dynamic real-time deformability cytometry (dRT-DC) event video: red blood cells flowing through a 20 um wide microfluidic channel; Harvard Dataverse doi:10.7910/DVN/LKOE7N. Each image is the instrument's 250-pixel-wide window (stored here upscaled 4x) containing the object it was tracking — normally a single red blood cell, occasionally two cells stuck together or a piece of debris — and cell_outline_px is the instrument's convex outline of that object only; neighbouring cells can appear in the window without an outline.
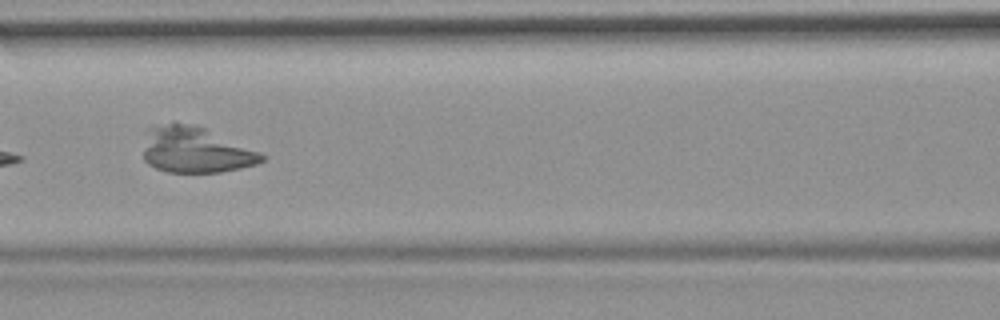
{"species": "common noctule bat (a hibernating species)", "species_latin": "Nyctalus noctula", "temperature_condition": "room temperature", "stored_images_in_passage": 9, "camera_frame_rate_fps": 3000, "um_per_image_px": 0.085, "animal": {"sex": "female", "body_mass_g": 19.9}, "frame": {"image": 1, "passage_image": 7, "time_ms": 2.0, "image_size_px": [1000, 320], "cell_outline_px": [[268, 156], [264, 160], [256, 164], [240, 168], [220, 172], [168, 172], [156, 168], [148, 164], [144, 160], [144, 152], [148, 128], [172, 120], [176, 120], [196, 124], [260, 152]], "centroid_in_image_um": [16.6, 12.72], "position_along_channel_um": 150.0, "area_um2": 31.96}}